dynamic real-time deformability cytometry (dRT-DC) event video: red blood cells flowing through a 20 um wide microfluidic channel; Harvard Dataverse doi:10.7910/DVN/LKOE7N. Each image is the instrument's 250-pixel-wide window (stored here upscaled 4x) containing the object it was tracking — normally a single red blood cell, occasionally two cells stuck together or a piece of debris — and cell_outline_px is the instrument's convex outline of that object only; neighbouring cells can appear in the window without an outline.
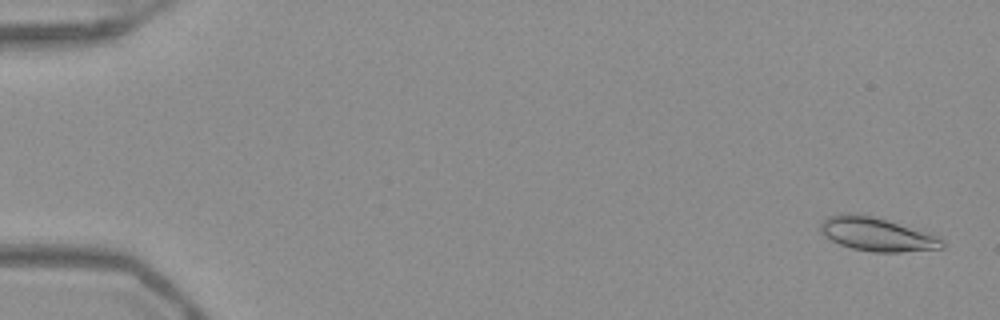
{"species": "Egyptian fruit bat (a non-hibernating species)", "species_latin": "Rousettus aegyptiacus", "temperature_condition": "warm", "stored_images_in_passage": 53, "camera_frame_rate_fps": 3000, "um_per_image_px": 0.085, "frame": {"image": 1, "passage_image": 2, "time_ms": 0.333, "image_size_px": [1000, 320], "cell_outline_px": [[944, 248], [900, 252], [872, 252], [852, 248], [840, 244], [824, 236], [820, 228], [820, 224], [828, 216], [848, 212], [872, 216], [936, 236], [944, 244]], "centroid_in_image_um": [74.47, 19.92], "position_along_channel_um": 10.5, "area_um2": 23.24}}
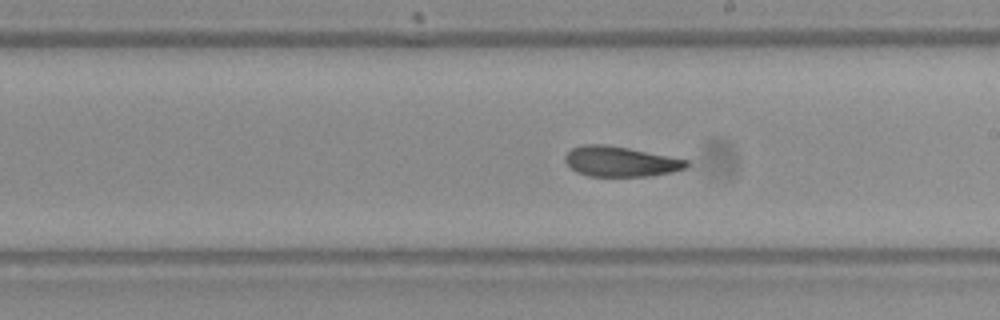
{"frame": {"image": 2, "passage_image": 31, "time_ms": 10.0, "image_size_px": [1000, 320], "cell_outline_px": [[688, 168], [672, 172], [648, 176], [588, 176], [576, 172], [564, 160], [564, 156], [572, 148], [584, 144], [604, 144], [628, 148], [688, 160]], "centroid_in_image_um": [52.73, 13.73], "position_along_channel_um": 236.3, "area_um2": 21.27}}
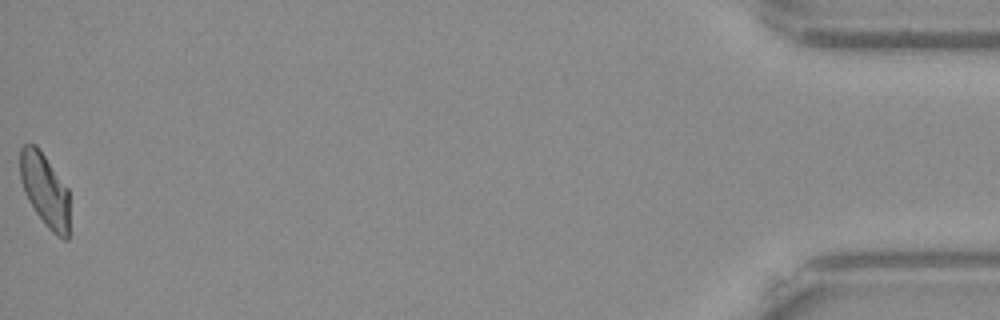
{"frame": {"image": 3, "passage_image": 53, "time_ms": 17.333, "image_size_px": [1000, 320], "cell_outline_px": [[68, 240], [64, 240], [56, 236], [48, 228], [36, 212], [28, 200], [24, 192], [20, 180], [20, 148], [24, 144], [36, 144], [68, 188]], "centroid_in_image_um": [3.8, 16.14], "position_along_channel_um": 431.4, "area_um2": 21.04}, "authors_computed_cell_mechanics": {"area_um2": 22.3108, "velocity_mm_per_s": 3.9209, "shape_relaxation_time_tau1_ms": 7.7105, "shape_relaxation_time_tau2_ms": 2.4477, "deformation_change_tau1": 0.1742, "deformation_change_tau2": 0.0965}}